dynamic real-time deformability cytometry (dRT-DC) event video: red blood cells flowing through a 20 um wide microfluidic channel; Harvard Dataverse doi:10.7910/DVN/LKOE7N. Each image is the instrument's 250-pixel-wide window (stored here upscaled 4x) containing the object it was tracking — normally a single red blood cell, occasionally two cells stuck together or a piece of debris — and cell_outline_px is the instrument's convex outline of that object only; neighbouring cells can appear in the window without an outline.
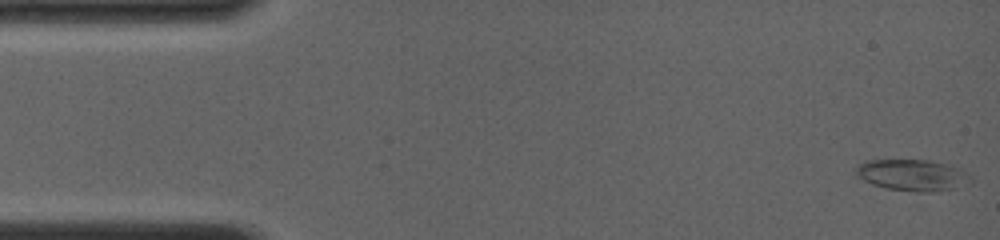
{"species": "common noctule bat (a hibernating species)", "species_latin": "Nyctalus noctula", "temperature_condition": "room temperature", "stored_images_in_passage": 23, "camera_frame_rate_fps": 4000, "um_per_image_px": 0.085, "animal": {"sex": "female", "body_mass_g": 19.0, "forearm_length_mm": 56.7}, "frame": {"image": 1, "passage_image": 1, "time_ms": 0.0, "image_size_px": [1000, 240], "cell_outline_px": [[972, 180], [952, 188], [932, 192], [916, 192], [888, 188], [872, 184], [864, 180], [856, 172], [856, 168], [864, 160], [928, 160], [948, 164], [972, 176]], "centroid_in_image_um": [77.53, 14.87], "position_along_channel_um": 7.5, "area_um2": 20.52}}
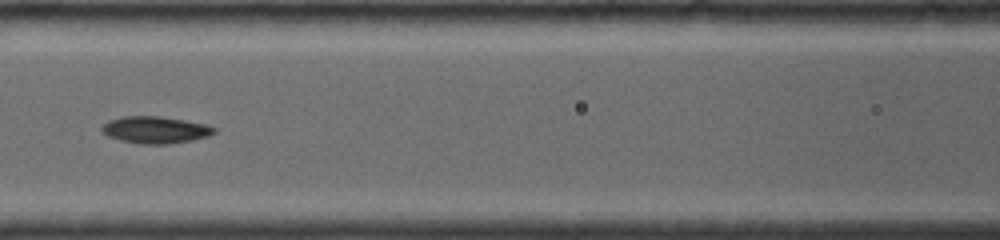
{"frame": {"image": 2, "passage_image": 14, "time_ms": 6.5, "image_size_px": [1000, 240], "cell_outline_px": [[216, 132], [208, 136], [192, 140], [168, 144], [140, 144], [120, 140], [108, 136], [100, 128], [108, 120], [120, 116], [160, 116], [208, 124], [216, 128]], "centroid_in_image_um": [13.21, 11.03], "position_along_channel_um": 153.4, "area_um2": 17.74}}
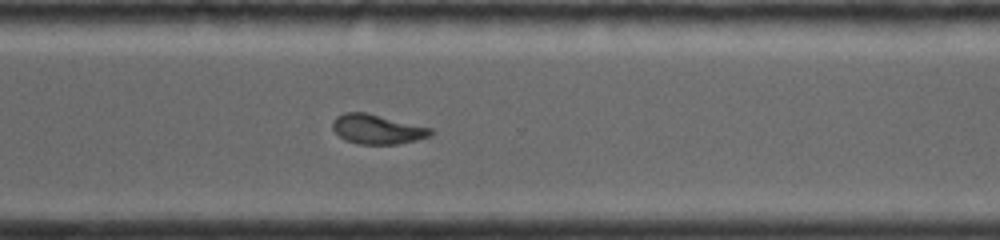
{"frame": {"image": 3, "passage_image": 23, "time_ms": 11.0, "image_size_px": [1000, 240], "cell_outline_px": [[436, 132], [432, 136], [416, 140], [396, 144], [360, 144], [344, 140], [332, 128], [332, 120], [336, 116], [344, 112], [368, 112], [432, 128]], "centroid_in_image_um": [32.09, 10.97], "position_along_channel_um": 338.5, "area_um2": 17.17}}